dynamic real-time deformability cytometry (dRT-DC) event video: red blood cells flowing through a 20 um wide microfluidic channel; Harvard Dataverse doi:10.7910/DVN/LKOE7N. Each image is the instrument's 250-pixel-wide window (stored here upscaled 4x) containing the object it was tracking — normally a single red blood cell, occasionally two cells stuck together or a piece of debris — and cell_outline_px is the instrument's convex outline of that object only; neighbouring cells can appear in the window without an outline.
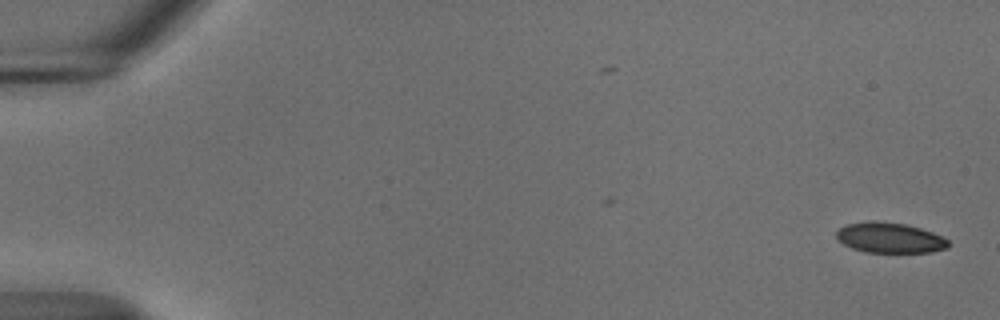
{"species": "common noctule bat (a hibernating species)", "species_latin": "Nyctalus noctula", "temperature_condition": "cold", "stored_images_in_passage": 55, "camera_frame_rate_fps": 3000, "um_per_image_px": 0.085, "animal": {"sex": "male", "body_mass_g": 18.8}, "frame": {"image": 1, "passage_image": 1, "time_ms": 0.0, "image_size_px": [1000, 320], "cell_outline_px": [[948, 248], [932, 252], [864, 252], [852, 248], [844, 244], [836, 236], [836, 232], [840, 228], [848, 224], [868, 220], [876, 220], [904, 224], [920, 228], [932, 232], [948, 240]], "centroid_in_image_um": [75.62, 20.2], "position_along_channel_um": 9.4, "area_um2": 19.71}}
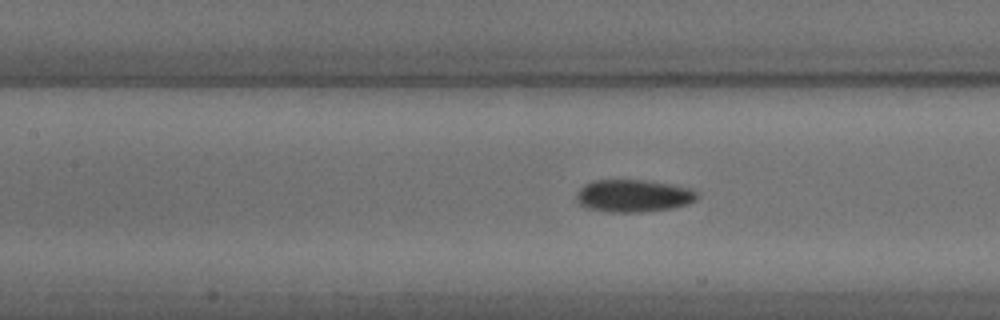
{"frame": {"image": 2, "passage_image": 25, "time_ms": 8.0, "image_size_px": [1000, 320], "cell_outline_px": [[696, 200], [688, 204], [672, 208], [644, 212], [608, 212], [588, 208], [580, 204], [576, 200], [576, 196], [580, 188], [584, 184], [592, 180], [644, 180], [692, 188], [696, 192]], "centroid_in_image_um": [53.82, 16.64], "position_along_channel_um": 153.6, "area_um2": 22.83}}
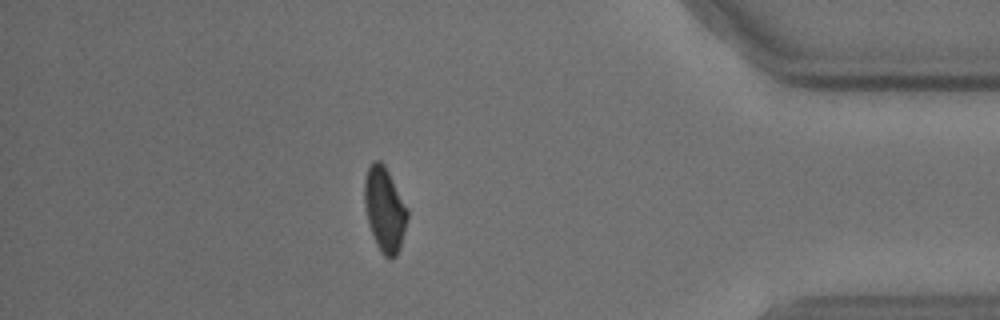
{"frame": {"image": 3, "passage_image": 48, "time_ms": 15.667, "image_size_px": [1000, 320], "cell_outline_px": [[408, 216], [400, 248], [396, 256], [388, 260], [380, 252], [376, 244], [368, 220], [364, 204], [364, 180], [368, 168], [372, 160], [380, 160], [384, 164], [408, 208]], "centroid_in_image_um": [32.69, 17.8], "position_along_channel_um": 402.5, "area_um2": 21.15}, "authors_computed_cell_mechanics": {"area_um2": 21.6172, "velocity_mm_per_s": 3.6971, "shape_relaxation_time_tau1_ms": 5.8314, "shape_relaxation_time_tau2_ms": 6.3078, "deformation_change_tau1": 0.1342, "deformation_change_tau2": 0.0761}}